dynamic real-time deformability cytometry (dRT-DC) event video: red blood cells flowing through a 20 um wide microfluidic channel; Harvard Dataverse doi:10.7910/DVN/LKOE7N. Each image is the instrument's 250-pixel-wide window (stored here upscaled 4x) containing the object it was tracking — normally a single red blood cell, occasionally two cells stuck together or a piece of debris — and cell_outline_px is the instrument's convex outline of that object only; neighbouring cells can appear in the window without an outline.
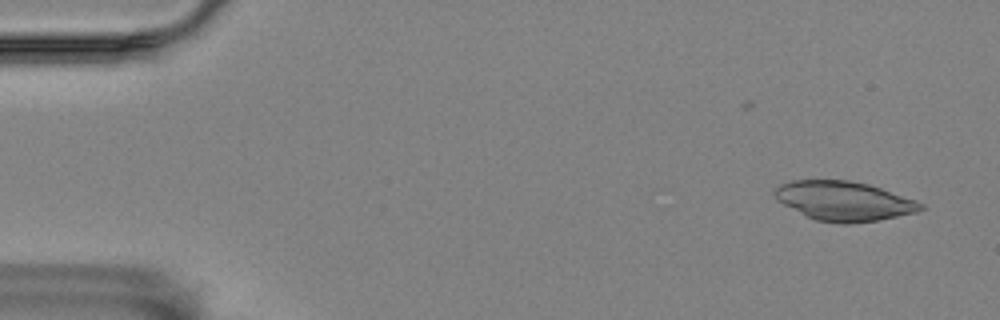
{"species": "Egyptian fruit bat (a non-hibernating species)", "species_latin": "Rousettus aegyptiacus", "temperature_condition": "room temperature", "stored_images_in_passage": 12, "camera_frame_rate_fps": 3000, "um_per_image_px": 0.085, "animal": {"sex": "female"}, "frame": {"image": 1, "passage_image": 2, "time_ms": 0.333, "image_size_px": [1000, 320], "cell_outline_px": [[924, 208], [916, 212], [876, 220], [848, 224], [840, 224], [816, 220], [776, 200], [772, 192], [780, 184], [792, 180], [848, 180], [868, 184], [916, 200], [924, 204]], "centroid_in_image_um": [71.71, 17.08], "position_along_channel_um": 13.3, "area_um2": 33.23}}